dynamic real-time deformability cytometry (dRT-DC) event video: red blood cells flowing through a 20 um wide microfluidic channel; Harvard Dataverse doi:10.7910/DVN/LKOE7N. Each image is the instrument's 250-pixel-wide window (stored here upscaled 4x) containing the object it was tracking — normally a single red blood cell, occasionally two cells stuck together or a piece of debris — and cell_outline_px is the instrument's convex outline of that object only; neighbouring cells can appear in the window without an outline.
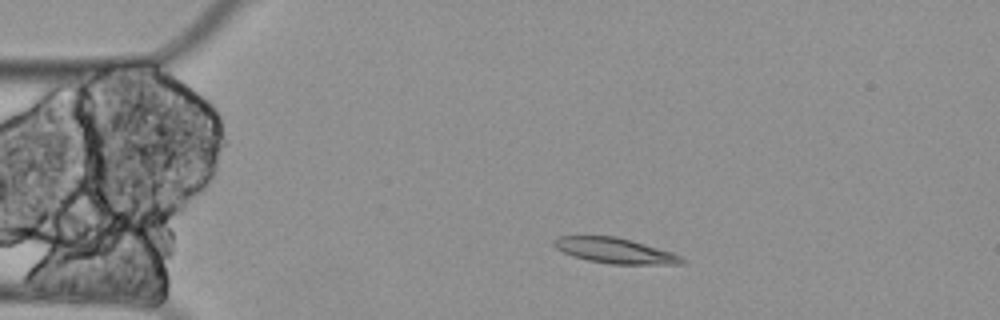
{"species": "Egyptian fruit bat (a non-hibernating species)", "species_latin": "Rousettus aegyptiacus", "temperature_condition": "cold", "stored_images_in_passage": 10, "segment_of_instrument_passage": [1, 3], "camera_frame_rate_fps": 3000, "um_per_image_px": 0.085, "animal": {"sex": "female"}, "frame": {"image": 1, "passage_image": 2, "time_ms": 0.333, "image_size_px": [1000, 320], "cell_outline_px": [[688, 260], [684, 264], [612, 264], [588, 260], [572, 256], [556, 248], [552, 244], [552, 240], [560, 236], [616, 236], [632, 240], [672, 252]], "centroid_in_image_um": [52.29, 21.3], "position_along_channel_um": 32.7, "area_um2": 18.96}}